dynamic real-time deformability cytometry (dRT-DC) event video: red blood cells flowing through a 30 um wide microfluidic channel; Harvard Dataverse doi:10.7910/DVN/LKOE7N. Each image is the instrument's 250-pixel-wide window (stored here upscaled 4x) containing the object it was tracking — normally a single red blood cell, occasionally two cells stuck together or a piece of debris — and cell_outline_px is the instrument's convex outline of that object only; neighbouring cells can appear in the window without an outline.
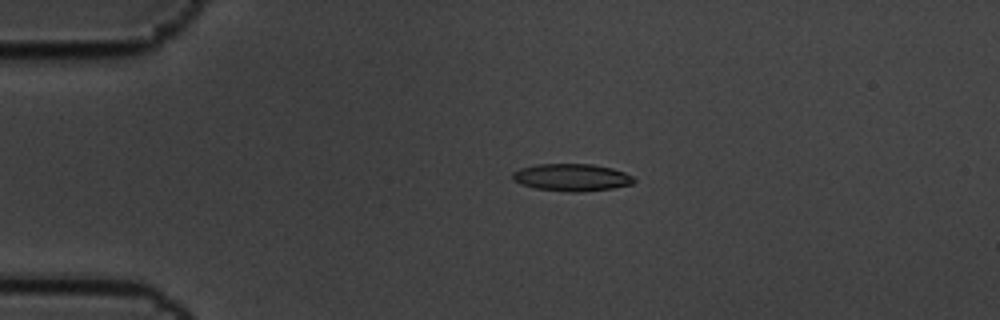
{"species": "common noctule bat (a hibernating species)", "species_latin": "Nyctalus noctula", "temperature_condition": "cold", "stored_images_in_passage": 4, "camera_frame_rate_fps": 3000, "um_per_image_px": 0.085, "animal": {"sex": "male", "body_mass_g": 19.5, "forearm_length_mm": 54.6}, "frame": {"image": 1, "passage_image": 2, "time_ms": 0.333, "image_size_px": [1000, 320], "cell_outline_px": [[636, 180], [632, 184], [612, 188], [576, 192], [568, 192], [536, 188], [520, 184], [512, 180], [512, 172], [520, 168], [540, 164], [592, 164], [612, 168], [624, 172], [632, 176]], "centroid_in_image_um": [48.58, 15.08], "position_along_channel_um": 36.4, "area_um2": 19.25}}
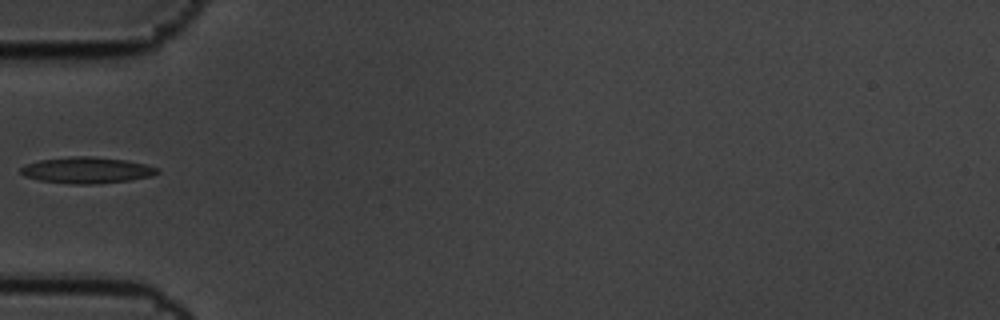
{"frame": {"image": 2, "passage_image": 4, "time_ms": 1.0, "image_size_px": [1000, 320], "cell_outline_px": [[160, 172], [152, 176], [128, 180], [100, 184], [68, 184], [40, 180], [24, 176], [20, 172], [20, 168], [24, 164], [40, 160], [72, 156], [92, 156], [124, 160], [148, 164], [156, 168]], "centroid_in_image_um": [7.36, 14.47], "position_along_channel_um": 77.6, "area_um2": 20.98}}